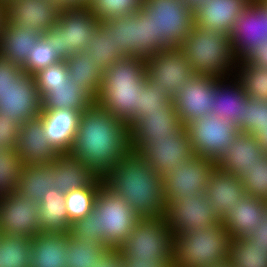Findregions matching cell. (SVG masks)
Masks as SVG:
<instances>
[{
	"instance_id": "6da1fadb",
	"label": "cell",
	"mask_w": 267,
	"mask_h": 267,
	"mask_svg": "<svg viewBox=\"0 0 267 267\" xmlns=\"http://www.w3.org/2000/svg\"><path fill=\"white\" fill-rule=\"evenodd\" d=\"M131 151L130 128L125 121L95 102L82 112L69 154L104 178Z\"/></svg>"
},
{
	"instance_id": "7a4b0ae2",
	"label": "cell",
	"mask_w": 267,
	"mask_h": 267,
	"mask_svg": "<svg viewBox=\"0 0 267 267\" xmlns=\"http://www.w3.org/2000/svg\"><path fill=\"white\" fill-rule=\"evenodd\" d=\"M103 180L109 189L127 201L139 218L164 216L163 176L137 153L131 151Z\"/></svg>"
},
{
	"instance_id": "3957f363",
	"label": "cell",
	"mask_w": 267,
	"mask_h": 267,
	"mask_svg": "<svg viewBox=\"0 0 267 267\" xmlns=\"http://www.w3.org/2000/svg\"><path fill=\"white\" fill-rule=\"evenodd\" d=\"M146 62L143 57H124L103 72L95 103L127 124L138 114L145 90Z\"/></svg>"
},
{
	"instance_id": "277c9868",
	"label": "cell",
	"mask_w": 267,
	"mask_h": 267,
	"mask_svg": "<svg viewBox=\"0 0 267 267\" xmlns=\"http://www.w3.org/2000/svg\"><path fill=\"white\" fill-rule=\"evenodd\" d=\"M180 49L196 75L230 78L235 73L238 59L229 35L223 30L194 25Z\"/></svg>"
},
{
	"instance_id": "5b68a950",
	"label": "cell",
	"mask_w": 267,
	"mask_h": 267,
	"mask_svg": "<svg viewBox=\"0 0 267 267\" xmlns=\"http://www.w3.org/2000/svg\"><path fill=\"white\" fill-rule=\"evenodd\" d=\"M230 234L221 222L174 235V267H212L228 262Z\"/></svg>"
},
{
	"instance_id": "8992f818",
	"label": "cell",
	"mask_w": 267,
	"mask_h": 267,
	"mask_svg": "<svg viewBox=\"0 0 267 267\" xmlns=\"http://www.w3.org/2000/svg\"><path fill=\"white\" fill-rule=\"evenodd\" d=\"M100 21L87 3L60 10L59 18L42 38L52 45L58 57L66 61L77 52L85 50L99 28Z\"/></svg>"
},
{
	"instance_id": "52a82bcc",
	"label": "cell",
	"mask_w": 267,
	"mask_h": 267,
	"mask_svg": "<svg viewBox=\"0 0 267 267\" xmlns=\"http://www.w3.org/2000/svg\"><path fill=\"white\" fill-rule=\"evenodd\" d=\"M141 8L148 14L160 50L180 48L194 26V10L181 0H145Z\"/></svg>"
},
{
	"instance_id": "ba28073f",
	"label": "cell",
	"mask_w": 267,
	"mask_h": 267,
	"mask_svg": "<svg viewBox=\"0 0 267 267\" xmlns=\"http://www.w3.org/2000/svg\"><path fill=\"white\" fill-rule=\"evenodd\" d=\"M97 233L108 248H120L140 219L119 194L104 183L101 185L94 209Z\"/></svg>"
},
{
	"instance_id": "9c48e42d",
	"label": "cell",
	"mask_w": 267,
	"mask_h": 267,
	"mask_svg": "<svg viewBox=\"0 0 267 267\" xmlns=\"http://www.w3.org/2000/svg\"><path fill=\"white\" fill-rule=\"evenodd\" d=\"M119 250L124 258L134 260L174 261V234L166 224L164 216L140 218L127 240Z\"/></svg>"
},
{
	"instance_id": "30bf717a",
	"label": "cell",
	"mask_w": 267,
	"mask_h": 267,
	"mask_svg": "<svg viewBox=\"0 0 267 267\" xmlns=\"http://www.w3.org/2000/svg\"><path fill=\"white\" fill-rule=\"evenodd\" d=\"M113 31L114 49L124 57L155 56L160 50L153 39L148 14L140 8L136 13L112 17L102 21Z\"/></svg>"
},
{
	"instance_id": "8fae6325",
	"label": "cell",
	"mask_w": 267,
	"mask_h": 267,
	"mask_svg": "<svg viewBox=\"0 0 267 267\" xmlns=\"http://www.w3.org/2000/svg\"><path fill=\"white\" fill-rule=\"evenodd\" d=\"M194 154L215 163L231 145L239 130L233 123L214 115L197 118L185 125Z\"/></svg>"
},
{
	"instance_id": "7c38bea8",
	"label": "cell",
	"mask_w": 267,
	"mask_h": 267,
	"mask_svg": "<svg viewBox=\"0 0 267 267\" xmlns=\"http://www.w3.org/2000/svg\"><path fill=\"white\" fill-rule=\"evenodd\" d=\"M146 76L171 99L196 72L180 48L162 49L155 56L145 59Z\"/></svg>"
},
{
	"instance_id": "4fadbf2b",
	"label": "cell",
	"mask_w": 267,
	"mask_h": 267,
	"mask_svg": "<svg viewBox=\"0 0 267 267\" xmlns=\"http://www.w3.org/2000/svg\"><path fill=\"white\" fill-rule=\"evenodd\" d=\"M164 218L174 235L206 229L221 222L216 207L209 202L205 193L166 201Z\"/></svg>"
},
{
	"instance_id": "5bb4252c",
	"label": "cell",
	"mask_w": 267,
	"mask_h": 267,
	"mask_svg": "<svg viewBox=\"0 0 267 267\" xmlns=\"http://www.w3.org/2000/svg\"><path fill=\"white\" fill-rule=\"evenodd\" d=\"M215 167L214 161L196 155L174 167L163 176L165 201L180 200L190 194L205 193L208 178Z\"/></svg>"
},
{
	"instance_id": "9a60e30c",
	"label": "cell",
	"mask_w": 267,
	"mask_h": 267,
	"mask_svg": "<svg viewBox=\"0 0 267 267\" xmlns=\"http://www.w3.org/2000/svg\"><path fill=\"white\" fill-rule=\"evenodd\" d=\"M219 79L211 75H195L172 99L184 126L197 118L211 115L215 102L216 82Z\"/></svg>"
},
{
	"instance_id": "2e32d148",
	"label": "cell",
	"mask_w": 267,
	"mask_h": 267,
	"mask_svg": "<svg viewBox=\"0 0 267 267\" xmlns=\"http://www.w3.org/2000/svg\"><path fill=\"white\" fill-rule=\"evenodd\" d=\"M39 203L17 191L0 198V233L33 238L41 232Z\"/></svg>"
},
{
	"instance_id": "e0dca14e",
	"label": "cell",
	"mask_w": 267,
	"mask_h": 267,
	"mask_svg": "<svg viewBox=\"0 0 267 267\" xmlns=\"http://www.w3.org/2000/svg\"><path fill=\"white\" fill-rule=\"evenodd\" d=\"M137 154L161 176L195 156L185 127L175 137L150 139Z\"/></svg>"
},
{
	"instance_id": "ac0fdd59",
	"label": "cell",
	"mask_w": 267,
	"mask_h": 267,
	"mask_svg": "<svg viewBox=\"0 0 267 267\" xmlns=\"http://www.w3.org/2000/svg\"><path fill=\"white\" fill-rule=\"evenodd\" d=\"M42 111V98L33 75L23 72L0 97V113L20 126Z\"/></svg>"
},
{
	"instance_id": "d6986e66",
	"label": "cell",
	"mask_w": 267,
	"mask_h": 267,
	"mask_svg": "<svg viewBox=\"0 0 267 267\" xmlns=\"http://www.w3.org/2000/svg\"><path fill=\"white\" fill-rule=\"evenodd\" d=\"M229 37L238 61L267 39L266 12L253 0L237 17Z\"/></svg>"
},
{
	"instance_id": "ffe728a7",
	"label": "cell",
	"mask_w": 267,
	"mask_h": 267,
	"mask_svg": "<svg viewBox=\"0 0 267 267\" xmlns=\"http://www.w3.org/2000/svg\"><path fill=\"white\" fill-rule=\"evenodd\" d=\"M184 127L173 101L164 110L145 112L130 128L131 150L137 153L153 138L175 137Z\"/></svg>"
},
{
	"instance_id": "44dd1931",
	"label": "cell",
	"mask_w": 267,
	"mask_h": 267,
	"mask_svg": "<svg viewBox=\"0 0 267 267\" xmlns=\"http://www.w3.org/2000/svg\"><path fill=\"white\" fill-rule=\"evenodd\" d=\"M8 21L17 28H35L46 33L56 25L60 8L51 0H8Z\"/></svg>"
},
{
	"instance_id": "7402d4cb",
	"label": "cell",
	"mask_w": 267,
	"mask_h": 267,
	"mask_svg": "<svg viewBox=\"0 0 267 267\" xmlns=\"http://www.w3.org/2000/svg\"><path fill=\"white\" fill-rule=\"evenodd\" d=\"M82 112L76 109L42 110L44 136L58 154H69Z\"/></svg>"
},
{
	"instance_id": "603a6c76",
	"label": "cell",
	"mask_w": 267,
	"mask_h": 267,
	"mask_svg": "<svg viewBox=\"0 0 267 267\" xmlns=\"http://www.w3.org/2000/svg\"><path fill=\"white\" fill-rule=\"evenodd\" d=\"M264 156L265 152L254 135L239 131L215 165L218 169L237 175L242 180L247 176V169Z\"/></svg>"
},
{
	"instance_id": "cb8c5ba5",
	"label": "cell",
	"mask_w": 267,
	"mask_h": 267,
	"mask_svg": "<svg viewBox=\"0 0 267 267\" xmlns=\"http://www.w3.org/2000/svg\"><path fill=\"white\" fill-rule=\"evenodd\" d=\"M244 195L242 180L237 175L214 168L208 178L205 196L216 207L220 221L232 212V208L239 205Z\"/></svg>"
},
{
	"instance_id": "d4e9b609",
	"label": "cell",
	"mask_w": 267,
	"mask_h": 267,
	"mask_svg": "<svg viewBox=\"0 0 267 267\" xmlns=\"http://www.w3.org/2000/svg\"><path fill=\"white\" fill-rule=\"evenodd\" d=\"M16 150L24 165L51 163L59 155L44 136L42 119L39 116L20 126Z\"/></svg>"
},
{
	"instance_id": "484cf974",
	"label": "cell",
	"mask_w": 267,
	"mask_h": 267,
	"mask_svg": "<svg viewBox=\"0 0 267 267\" xmlns=\"http://www.w3.org/2000/svg\"><path fill=\"white\" fill-rule=\"evenodd\" d=\"M253 0H207L194 10V25L231 33L237 17Z\"/></svg>"
},
{
	"instance_id": "4316f807",
	"label": "cell",
	"mask_w": 267,
	"mask_h": 267,
	"mask_svg": "<svg viewBox=\"0 0 267 267\" xmlns=\"http://www.w3.org/2000/svg\"><path fill=\"white\" fill-rule=\"evenodd\" d=\"M227 80L229 78H220L216 82L215 102L211 115L226 119L239 131L244 132L243 111L249 97L235 76L233 79L230 78L229 82Z\"/></svg>"
},
{
	"instance_id": "83f0119b",
	"label": "cell",
	"mask_w": 267,
	"mask_h": 267,
	"mask_svg": "<svg viewBox=\"0 0 267 267\" xmlns=\"http://www.w3.org/2000/svg\"><path fill=\"white\" fill-rule=\"evenodd\" d=\"M267 216V200L245 194L221 223L231 238L248 237Z\"/></svg>"
},
{
	"instance_id": "f1b7e54d",
	"label": "cell",
	"mask_w": 267,
	"mask_h": 267,
	"mask_svg": "<svg viewBox=\"0 0 267 267\" xmlns=\"http://www.w3.org/2000/svg\"><path fill=\"white\" fill-rule=\"evenodd\" d=\"M42 33L35 28H17L8 20L0 32V58L23 67Z\"/></svg>"
},
{
	"instance_id": "f546056e",
	"label": "cell",
	"mask_w": 267,
	"mask_h": 267,
	"mask_svg": "<svg viewBox=\"0 0 267 267\" xmlns=\"http://www.w3.org/2000/svg\"><path fill=\"white\" fill-rule=\"evenodd\" d=\"M54 167V188L62 193L86 188L98 175L71 154H59L50 163Z\"/></svg>"
},
{
	"instance_id": "4dcf8cb0",
	"label": "cell",
	"mask_w": 267,
	"mask_h": 267,
	"mask_svg": "<svg viewBox=\"0 0 267 267\" xmlns=\"http://www.w3.org/2000/svg\"><path fill=\"white\" fill-rule=\"evenodd\" d=\"M70 233L40 232L32 238L30 267H67L64 253Z\"/></svg>"
},
{
	"instance_id": "1f68e13d",
	"label": "cell",
	"mask_w": 267,
	"mask_h": 267,
	"mask_svg": "<svg viewBox=\"0 0 267 267\" xmlns=\"http://www.w3.org/2000/svg\"><path fill=\"white\" fill-rule=\"evenodd\" d=\"M39 202L41 232L69 234L71 224L66 210L65 193L51 187Z\"/></svg>"
},
{
	"instance_id": "d6a6232c",
	"label": "cell",
	"mask_w": 267,
	"mask_h": 267,
	"mask_svg": "<svg viewBox=\"0 0 267 267\" xmlns=\"http://www.w3.org/2000/svg\"><path fill=\"white\" fill-rule=\"evenodd\" d=\"M69 77L94 101L100 91L103 71L95 66L93 56L83 50L66 60Z\"/></svg>"
},
{
	"instance_id": "836d02e7",
	"label": "cell",
	"mask_w": 267,
	"mask_h": 267,
	"mask_svg": "<svg viewBox=\"0 0 267 267\" xmlns=\"http://www.w3.org/2000/svg\"><path fill=\"white\" fill-rule=\"evenodd\" d=\"M95 101L69 77L65 84L47 86V94L42 98V110L76 109L81 112Z\"/></svg>"
},
{
	"instance_id": "e575fe53",
	"label": "cell",
	"mask_w": 267,
	"mask_h": 267,
	"mask_svg": "<svg viewBox=\"0 0 267 267\" xmlns=\"http://www.w3.org/2000/svg\"><path fill=\"white\" fill-rule=\"evenodd\" d=\"M53 185L54 167L50 163L27 164L23 166L17 192L39 203Z\"/></svg>"
},
{
	"instance_id": "d590c367",
	"label": "cell",
	"mask_w": 267,
	"mask_h": 267,
	"mask_svg": "<svg viewBox=\"0 0 267 267\" xmlns=\"http://www.w3.org/2000/svg\"><path fill=\"white\" fill-rule=\"evenodd\" d=\"M32 239L0 233V267H30Z\"/></svg>"
},
{
	"instance_id": "8d00e7d4",
	"label": "cell",
	"mask_w": 267,
	"mask_h": 267,
	"mask_svg": "<svg viewBox=\"0 0 267 267\" xmlns=\"http://www.w3.org/2000/svg\"><path fill=\"white\" fill-rule=\"evenodd\" d=\"M85 51L93 56L95 66L103 72L117 60L123 58L114 49L113 31L103 22L99 23V28L86 46Z\"/></svg>"
},
{
	"instance_id": "74e56055",
	"label": "cell",
	"mask_w": 267,
	"mask_h": 267,
	"mask_svg": "<svg viewBox=\"0 0 267 267\" xmlns=\"http://www.w3.org/2000/svg\"><path fill=\"white\" fill-rule=\"evenodd\" d=\"M103 183V178L98 177L86 188L65 193V204L70 224L84 218L94 209L98 191Z\"/></svg>"
},
{
	"instance_id": "f35d334b",
	"label": "cell",
	"mask_w": 267,
	"mask_h": 267,
	"mask_svg": "<svg viewBox=\"0 0 267 267\" xmlns=\"http://www.w3.org/2000/svg\"><path fill=\"white\" fill-rule=\"evenodd\" d=\"M235 72L237 73H235V77L240 81L249 98L267 100L266 67L255 66L243 59L238 61Z\"/></svg>"
},
{
	"instance_id": "ab89813d",
	"label": "cell",
	"mask_w": 267,
	"mask_h": 267,
	"mask_svg": "<svg viewBox=\"0 0 267 267\" xmlns=\"http://www.w3.org/2000/svg\"><path fill=\"white\" fill-rule=\"evenodd\" d=\"M254 246L248 237L233 238L229 245L228 262L233 267H267V250Z\"/></svg>"
},
{
	"instance_id": "60d3db41",
	"label": "cell",
	"mask_w": 267,
	"mask_h": 267,
	"mask_svg": "<svg viewBox=\"0 0 267 267\" xmlns=\"http://www.w3.org/2000/svg\"><path fill=\"white\" fill-rule=\"evenodd\" d=\"M91 240H77L70 234L67 250L64 253L67 267H94L97 259L107 249Z\"/></svg>"
},
{
	"instance_id": "b9f144b4",
	"label": "cell",
	"mask_w": 267,
	"mask_h": 267,
	"mask_svg": "<svg viewBox=\"0 0 267 267\" xmlns=\"http://www.w3.org/2000/svg\"><path fill=\"white\" fill-rule=\"evenodd\" d=\"M23 166L16 149L0 148V198L17 191Z\"/></svg>"
},
{
	"instance_id": "7bdbcfd3",
	"label": "cell",
	"mask_w": 267,
	"mask_h": 267,
	"mask_svg": "<svg viewBox=\"0 0 267 267\" xmlns=\"http://www.w3.org/2000/svg\"><path fill=\"white\" fill-rule=\"evenodd\" d=\"M145 0H89L87 4L100 22L136 13Z\"/></svg>"
},
{
	"instance_id": "ee69618b",
	"label": "cell",
	"mask_w": 267,
	"mask_h": 267,
	"mask_svg": "<svg viewBox=\"0 0 267 267\" xmlns=\"http://www.w3.org/2000/svg\"><path fill=\"white\" fill-rule=\"evenodd\" d=\"M172 102V99L157 85L148 79L145 80V90L140 95L138 114L128 123L131 128L145 112L164 110Z\"/></svg>"
},
{
	"instance_id": "f6af8a7d",
	"label": "cell",
	"mask_w": 267,
	"mask_h": 267,
	"mask_svg": "<svg viewBox=\"0 0 267 267\" xmlns=\"http://www.w3.org/2000/svg\"><path fill=\"white\" fill-rule=\"evenodd\" d=\"M59 61L62 60L58 57L52 45H48V43L40 37L30 54H27L26 63L22 67V70L28 75H34L38 71Z\"/></svg>"
},
{
	"instance_id": "bcb514c9",
	"label": "cell",
	"mask_w": 267,
	"mask_h": 267,
	"mask_svg": "<svg viewBox=\"0 0 267 267\" xmlns=\"http://www.w3.org/2000/svg\"><path fill=\"white\" fill-rule=\"evenodd\" d=\"M247 170L242 179L245 194L267 200V156Z\"/></svg>"
},
{
	"instance_id": "7dc6e473",
	"label": "cell",
	"mask_w": 267,
	"mask_h": 267,
	"mask_svg": "<svg viewBox=\"0 0 267 267\" xmlns=\"http://www.w3.org/2000/svg\"><path fill=\"white\" fill-rule=\"evenodd\" d=\"M41 98L47 94V86H59L68 81V67L66 61H59L33 75Z\"/></svg>"
},
{
	"instance_id": "c3c4849f",
	"label": "cell",
	"mask_w": 267,
	"mask_h": 267,
	"mask_svg": "<svg viewBox=\"0 0 267 267\" xmlns=\"http://www.w3.org/2000/svg\"><path fill=\"white\" fill-rule=\"evenodd\" d=\"M244 132L255 135L267 125V100L251 99L244 105Z\"/></svg>"
},
{
	"instance_id": "681fc988",
	"label": "cell",
	"mask_w": 267,
	"mask_h": 267,
	"mask_svg": "<svg viewBox=\"0 0 267 267\" xmlns=\"http://www.w3.org/2000/svg\"><path fill=\"white\" fill-rule=\"evenodd\" d=\"M96 225V212L92 210L84 218L71 224L70 234L77 240H91L98 245H104L103 239L98 235Z\"/></svg>"
},
{
	"instance_id": "f907efd6",
	"label": "cell",
	"mask_w": 267,
	"mask_h": 267,
	"mask_svg": "<svg viewBox=\"0 0 267 267\" xmlns=\"http://www.w3.org/2000/svg\"><path fill=\"white\" fill-rule=\"evenodd\" d=\"M20 125L11 117L0 113V148L16 149Z\"/></svg>"
},
{
	"instance_id": "816d5d0a",
	"label": "cell",
	"mask_w": 267,
	"mask_h": 267,
	"mask_svg": "<svg viewBox=\"0 0 267 267\" xmlns=\"http://www.w3.org/2000/svg\"><path fill=\"white\" fill-rule=\"evenodd\" d=\"M24 71L21 66L11 64L0 58V97Z\"/></svg>"
},
{
	"instance_id": "f5cc1de1",
	"label": "cell",
	"mask_w": 267,
	"mask_h": 267,
	"mask_svg": "<svg viewBox=\"0 0 267 267\" xmlns=\"http://www.w3.org/2000/svg\"><path fill=\"white\" fill-rule=\"evenodd\" d=\"M94 267H122V253L119 248H107Z\"/></svg>"
},
{
	"instance_id": "db71d44e",
	"label": "cell",
	"mask_w": 267,
	"mask_h": 267,
	"mask_svg": "<svg viewBox=\"0 0 267 267\" xmlns=\"http://www.w3.org/2000/svg\"><path fill=\"white\" fill-rule=\"evenodd\" d=\"M122 267H174L169 258L159 260H134L122 256Z\"/></svg>"
},
{
	"instance_id": "11a10c76",
	"label": "cell",
	"mask_w": 267,
	"mask_h": 267,
	"mask_svg": "<svg viewBox=\"0 0 267 267\" xmlns=\"http://www.w3.org/2000/svg\"><path fill=\"white\" fill-rule=\"evenodd\" d=\"M244 60L247 63L253 64L255 66L266 67L267 68V39L262 43V45L256 47L251 51Z\"/></svg>"
},
{
	"instance_id": "9f6ffc18",
	"label": "cell",
	"mask_w": 267,
	"mask_h": 267,
	"mask_svg": "<svg viewBox=\"0 0 267 267\" xmlns=\"http://www.w3.org/2000/svg\"><path fill=\"white\" fill-rule=\"evenodd\" d=\"M248 238L254 242V247L267 250V216Z\"/></svg>"
},
{
	"instance_id": "6f0895ef",
	"label": "cell",
	"mask_w": 267,
	"mask_h": 267,
	"mask_svg": "<svg viewBox=\"0 0 267 267\" xmlns=\"http://www.w3.org/2000/svg\"><path fill=\"white\" fill-rule=\"evenodd\" d=\"M88 1L89 0H51V2L57 5L60 9L72 6H79L81 4L87 3Z\"/></svg>"
},
{
	"instance_id": "680465c9",
	"label": "cell",
	"mask_w": 267,
	"mask_h": 267,
	"mask_svg": "<svg viewBox=\"0 0 267 267\" xmlns=\"http://www.w3.org/2000/svg\"><path fill=\"white\" fill-rule=\"evenodd\" d=\"M254 137L257 141L261 144L265 155L267 156V125L263 126L255 135Z\"/></svg>"
},
{
	"instance_id": "91938a15",
	"label": "cell",
	"mask_w": 267,
	"mask_h": 267,
	"mask_svg": "<svg viewBox=\"0 0 267 267\" xmlns=\"http://www.w3.org/2000/svg\"><path fill=\"white\" fill-rule=\"evenodd\" d=\"M7 20V3L3 0H0V32L5 28Z\"/></svg>"
},
{
	"instance_id": "94428289",
	"label": "cell",
	"mask_w": 267,
	"mask_h": 267,
	"mask_svg": "<svg viewBox=\"0 0 267 267\" xmlns=\"http://www.w3.org/2000/svg\"><path fill=\"white\" fill-rule=\"evenodd\" d=\"M181 1L185 3L189 8L195 10L198 6L202 5L207 0H181Z\"/></svg>"
},
{
	"instance_id": "6125c7cd",
	"label": "cell",
	"mask_w": 267,
	"mask_h": 267,
	"mask_svg": "<svg viewBox=\"0 0 267 267\" xmlns=\"http://www.w3.org/2000/svg\"><path fill=\"white\" fill-rule=\"evenodd\" d=\"M265 12L267 17V2H256Z\"/></svg>"
},
{
	"instance_id": "be15d7a7",
	"label": "cell",
	"mask_w": 267,
	"mask_h": 267,
	"mask_svg": "<svg viewBox=\"0 0 267 267\" xmlns=\"http://www.w3.org/2000/svg\"><path fill=\"white\" fill-rule=\"evenodd\" d=\"M212 267H233V265L230 264L229 262H224V263H221V264H218V265H214Z\"/></svg>"
},
{
	"instance_id": "e7e4bbea",
	"label": "cell",
	"mask_w": 267,
	"mask_h": 267,
	"mask_svg": "<svg viewBox=\"0 0 267 267\" xmlns=\"http://www.w3.org/2000/svg\"><path fill=\"white\" fill-rule=\"evenodd\" d=\"M255 2H267V0H254Z\"/></svg>"
}]
</instances>
